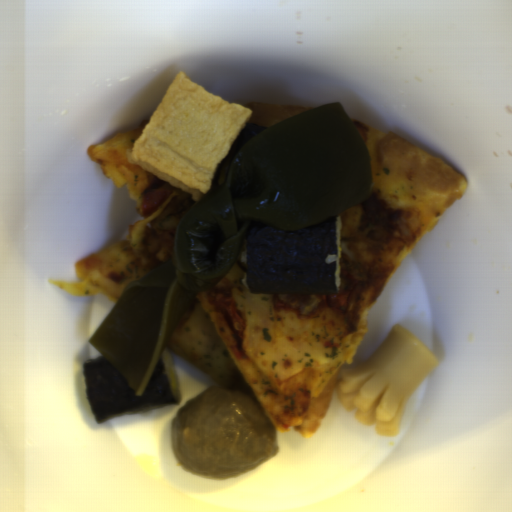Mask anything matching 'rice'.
I'll list each match as a JSON object with an SVG mask.
<instances>
[{
    "label": "rice",
    "instance_id": "1",
    "mask_svg": "<svg viewBox=\"0 0 512 512\" xmlns=\"http://www.w3.org/2000/svg\"><path fill=\"white\" fill-rule=\"evenodd\" d=\"M335 244H336V254H330L325 257V263L331 264L332 262L336 263L334 281L336 291L340 289L341 286V231H340V217L336 216V226H335Z\"/></svg>",
    "mask_w": 512,
    "mask_h": 512
},
{
    "label": "rice",
    "instance_id": "2",
    "mask_svg": "<svg viewBox=\"0 0 512 512\" xmlns=\"http://www.w3.org/2000/svg\"><path fill=\"white\" fill-rule=\"evenodd\" d=\"M161 357H162V360H163V363H164V366L166 369L171 392H172L173 396L175 397L177 404H179L182 401V398H181L178 377H177L175 366H174V363L172 360V356L166 347L164 348V350L161 354Z\"/></svg>",
    "mask_w": 512,
    "mask_h": 512
},
{
    "label": "rice",
    "instance_id": "3",
    "mask_svg": "<svg viewBox=\"0 0 512 512\" xmlns=\"http://www.w3.org/2000/svg\"><path fill=\"white\" fill-rule=\"evenodd\" d=\"M241 264L247 265V239L245 240L241 253Z\"/></svg>",
    "mask_w": 512,
    "mask_h": 512
},
{
    "label": "rice",
    "instance_id": "4",
    "mask_svg": "<svg viewBox=\"0 0 512 512\" xmlns=\"http://www.w3.org/2000/svg\"><path fill=\"white\" fill-rule=\"evenodd\" d=\"M242 283L248 289V286H247V272L244 274V277L242 279Z\"/></svg>",
    "mask_w": 512,
    "mask_h": 512
}]
</instances>
